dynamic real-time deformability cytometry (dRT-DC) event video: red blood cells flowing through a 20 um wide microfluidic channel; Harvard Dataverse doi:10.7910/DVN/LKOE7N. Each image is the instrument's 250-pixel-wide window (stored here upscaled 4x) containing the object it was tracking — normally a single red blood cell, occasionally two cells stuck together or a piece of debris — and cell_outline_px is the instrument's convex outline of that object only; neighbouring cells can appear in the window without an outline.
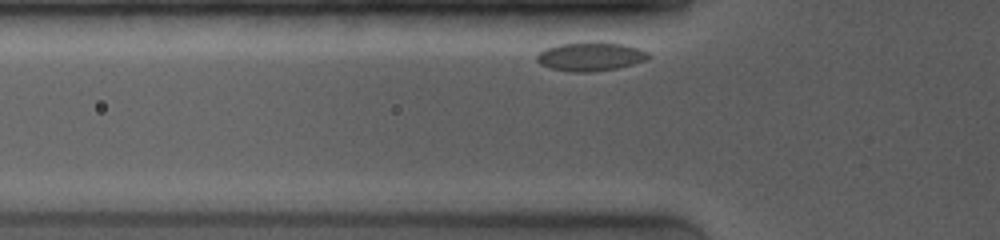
{"species": "common noctule bat (a hibernating species)", "species_latin": "Nyctalus noctula", "temperature_condition": "room temperature", "stored_images_in_passage": 3, "camera_frame_rate_fps": 4000, "um_per_image_px": 0.085, "animal": {"sex": "female", "body_mass_g": 19.0, "forearm_length_mm": 53.3}, "frame": {"image": 1, "passage_image": 2, "time_ms": 0.25, "image_size_px": [1000, 240], "cell_outline_px": [[652, 56], [644, 60], [632, 64], [616, 68], [588, 72], [572, 72], [552, 68], [540, 64], [536, 60], [536, 56], [540, 52], [548, 48], [560, 44], [588, 40], [600, 40], [624, 44], [640, 48], [648, 52]], "centroid_in_image_um": [50.22, 4.76], "position_along_channel_um": 75.6, "area_um2": 19.02}}